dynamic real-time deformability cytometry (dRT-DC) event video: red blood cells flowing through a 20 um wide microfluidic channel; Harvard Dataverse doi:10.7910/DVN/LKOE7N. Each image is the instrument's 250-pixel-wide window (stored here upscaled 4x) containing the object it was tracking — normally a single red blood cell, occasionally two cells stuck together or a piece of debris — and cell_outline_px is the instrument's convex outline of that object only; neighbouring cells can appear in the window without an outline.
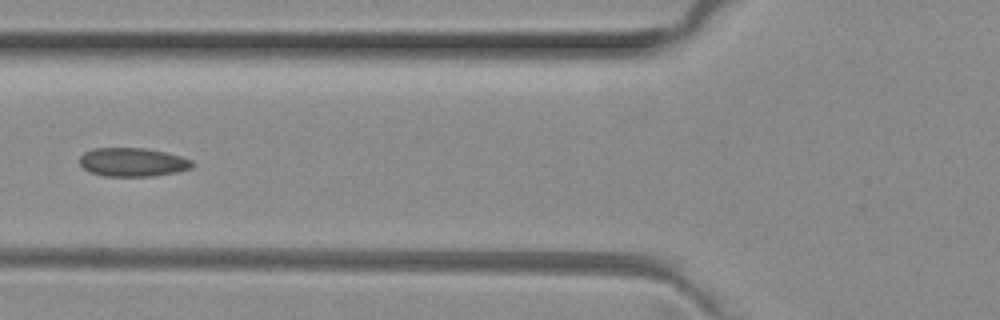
{"species": "common noctule bat (a hibernating species)", "species_latin": "Nyctalus noctula", "temperature_condition": "room temperature", "stored_images_in_passage": 5, "camera_frame_rate_fps": 3000, "um_per_image_px": 0.085, "animal": {"sex": "female", "body_mass_g": 29.2, "forearm_length_mm": 56.3}, "frame": {"image": 1, "passage_image": 5, "time_ms": 1.333, "image_size_px": [1000, 320], "cell_outline_px": [[196, 164], [192, 168], [176, 172], [152, 176], [104, 176], [92, 172], [84, 168], [80, 164], [80, 156], [84, 152], [92, 148], [144, 148], [164, 152], [180, 156], [192, 160]], "centroid_in_image_um": [11.29, 13.78], "position_along_channel_um": 114.5, "area_um2": 18.79}}